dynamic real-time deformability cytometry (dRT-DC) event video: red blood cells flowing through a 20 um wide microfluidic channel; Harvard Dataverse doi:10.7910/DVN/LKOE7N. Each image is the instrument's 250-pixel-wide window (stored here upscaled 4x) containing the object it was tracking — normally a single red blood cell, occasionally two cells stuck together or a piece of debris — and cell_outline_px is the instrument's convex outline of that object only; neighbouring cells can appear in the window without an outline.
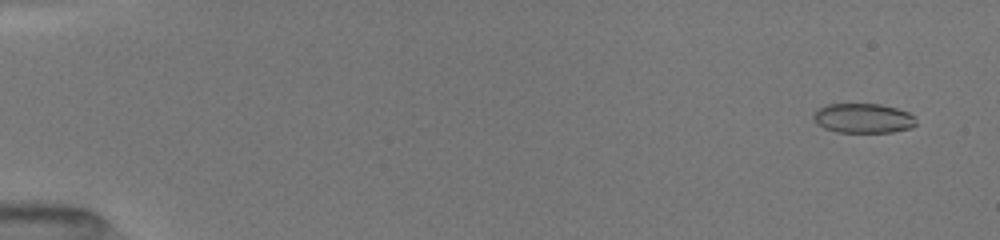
{"species": "common noctule bat (a hibernating species)", "species_latin": "Nyctalus noctula", "temperature_condition": "room temperature", "stored_images_in_passage": 52, "camera_frame_rate_fps": 3000, "um_per_image_px": 0.085, "animal": {"sex": "female", "body_mass_g": 19.5, "forearm_length_mm": 54.1}, "frame": {"image": 1, "passage_image": 3, "time_ms": 0.667, "image_size_px": [1000, 240], "cell_outline_px": [[916, 124], [912, 128], [892, 132], [836, 132], [824, 128], [816, 124], [812, 116], [812, 112], [816, 108], [828, 104], [880, 104], [896, 108], [908, 112], [916, 116]], "centroid_in_image_um": [73.35, 10.05], "position_along_channel_um": 11.7, "area_um2": 18.03}}
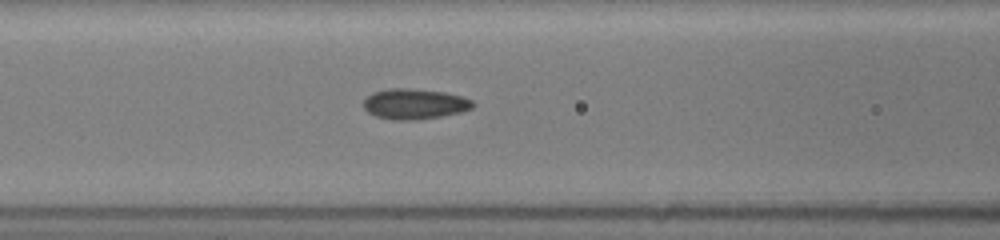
{"frame": {"image": 2, "passage_image": 23, "time_ms": 7.333, "image_size_px": [1000, 240], "cell_outline_px": [[476, 104], [472, 108], [460, 112], [440, 116], [416, 120], [392, 120], [376, 116], [368, 112], [364, 108], [364, 100], [372, 92], [388, 88], [408, 88], [444, 92], [460, 96], [472, 100]], "centroid_in_image_um": [35.22, 8.83], "position_along_channel_um": 131.4, "area_um2": 19.36}}
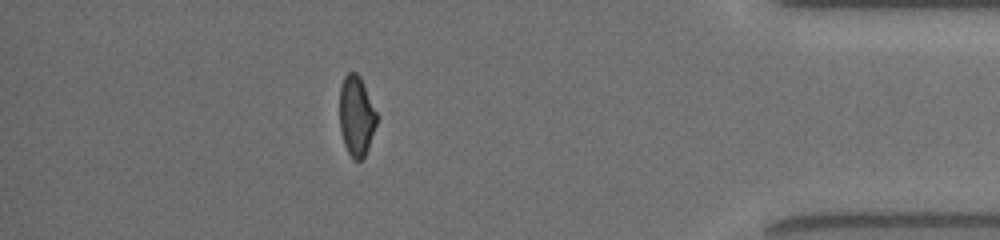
{"frame": {"image": 3, "passage_image": 46, "time_ms": 15.0, "image_size_px": [1000, 240], "cell_outline_px": [[376, 124], [368, 148], [364, 156], [360, 160], [356, 160], [348, 152], [344, 144], [340, 128], [340, 88], [344, 76], [348, 72], [356, 72], [360, 76], [376, 112]], "centroid_in_image_um": [30.28, 9.83], "position_along_channel_um": 404.9, "area_um2": 16.99}, "authors_computed_cell_mechanics": {"area_um2": 18.4671, "velocity_mm_per_s": 4.0497, "shape_relaxation_time_tau1_ms": 8.3383, "shape_relaxation_time_tau2_ms": 1.5902, "deformation_change_tau1": 0.1655, "deformation_change_tau2": 0.0532}}